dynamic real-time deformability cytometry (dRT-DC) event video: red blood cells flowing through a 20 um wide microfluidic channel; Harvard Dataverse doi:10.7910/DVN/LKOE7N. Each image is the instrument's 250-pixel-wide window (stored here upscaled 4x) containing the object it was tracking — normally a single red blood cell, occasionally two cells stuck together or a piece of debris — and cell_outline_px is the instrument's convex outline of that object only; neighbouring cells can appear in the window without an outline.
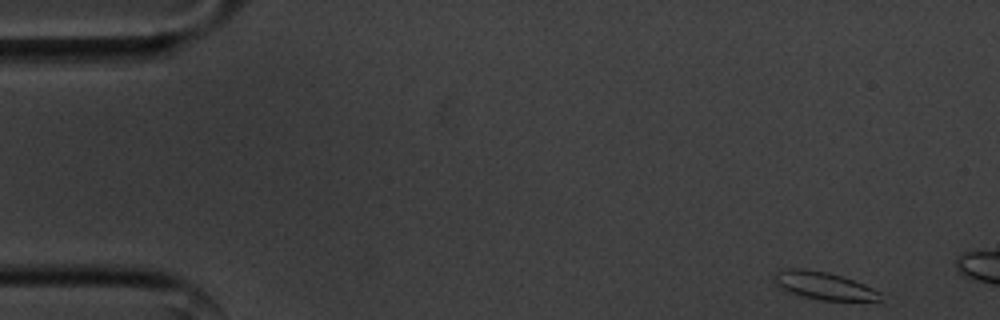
{"species": "common noctule bat (a hibernating species)", "species_latin": "Nyctalus noctula", "temperature_condition": "cold", "stored_images_in_passage": 8, "camera_frame_rate_fps": 3000, "um_per_image_px": 0.085, "animal": {"sex": "male", "body_mass_g": 20.1, "forearm_length_mm": 53.5}, "frame": {"image": 1, "passage_image": 1, "time_ms": 0.0, "image_size_px": [1000, 320], "cell_outline_px": [[884, 304], [820, 300], [804, 296], [792, 292], [776, 284], [776, 272], [784, 268], [804, 268], [828, 272], [844, 276], [884, 292]], "centroid_in_image_um": [70.31, 24.34], "position_along_channel_um": 14.7, "area_um2": 17.98}}